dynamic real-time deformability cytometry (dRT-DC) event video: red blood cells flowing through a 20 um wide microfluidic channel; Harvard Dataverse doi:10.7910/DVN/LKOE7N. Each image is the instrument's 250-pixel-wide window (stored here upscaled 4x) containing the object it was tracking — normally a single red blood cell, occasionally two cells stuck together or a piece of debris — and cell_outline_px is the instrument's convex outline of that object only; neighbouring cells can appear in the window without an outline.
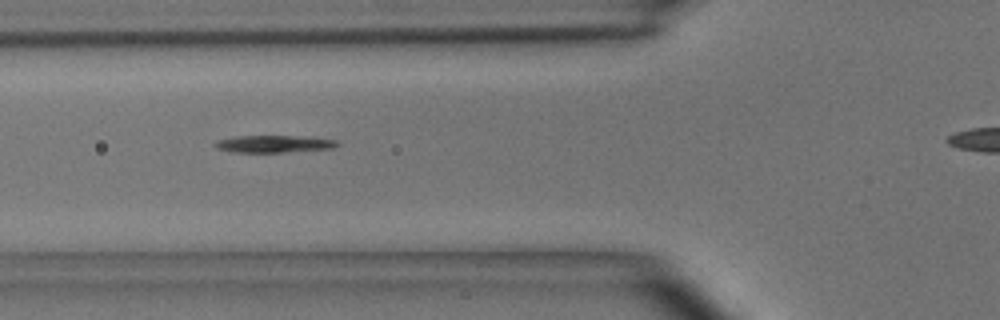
{"species": "common noctule bat (a hibernating species)", "species_latin": "Nyctalus noctula", "temperature_condition": "room temperature", "stored_images_in_passage": 4, "camera_frame_rate_fps": 3000, "um_per_image_px": 0.085, "animal": {"sex": "male", "body_mass_g": 15.6}, "frame": {"image": 1, "passage_image": 2, "time_ms": 0.333, "image_size_px": [1000, 320], "cell_outline_px": [[340, 144], [332, 148], [284, 152], [232, 152], [216, 148], [212, 144], [216, 140], [232, 136], [312, 136], [336, 140]], "centroid_in_image_um": [23.25, 12.22], "position_along_channel_um": 102.5, "area_um2": 12.43}}